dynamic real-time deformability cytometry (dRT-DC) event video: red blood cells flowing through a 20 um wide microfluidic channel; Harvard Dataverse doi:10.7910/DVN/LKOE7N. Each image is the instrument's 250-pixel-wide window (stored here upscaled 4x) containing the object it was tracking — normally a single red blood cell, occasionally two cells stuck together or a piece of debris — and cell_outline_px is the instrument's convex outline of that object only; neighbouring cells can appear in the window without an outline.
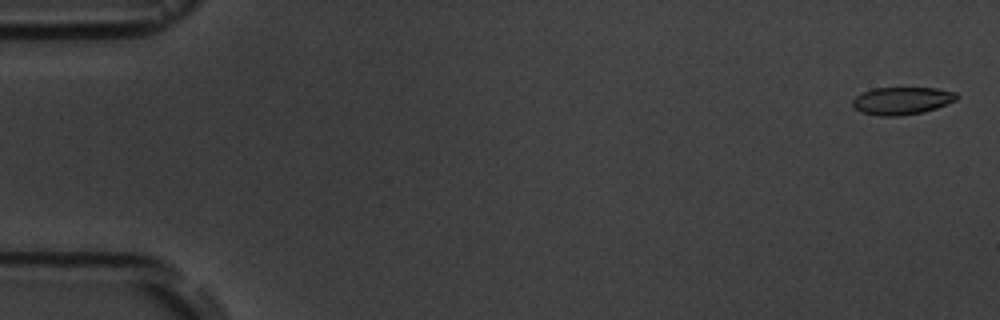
{"species": "common noctule bat (a hibernating species)", "species_latin": "Nyctalus noctula", "temperature_condition": "room temperature", "stored_images_in_passage": 8, "camera_frame_rate_fps": 3000, "um_per_image_px": 0.085, "animal": {"sex": "male", "body_mass_g": 19.5, "forearm_length_mm": 54.6}, "frame": {"image": 1, "passage_image": 1, "time_ms": 0.0, "image_size_px": [1000, 320], "cell_outline_px": [[960, 96], [956, 100], [936, 108], [920, 112], [896, 116], [880, 116], [860, 112], [852, 108], [852, 100], [856, 96], [872, 88], [936, 88], [956, 92]], "centroid_in_image_um": [76.64, 8.56], "position_along_channel_um": 8.4, "area_um2": 16.7}}
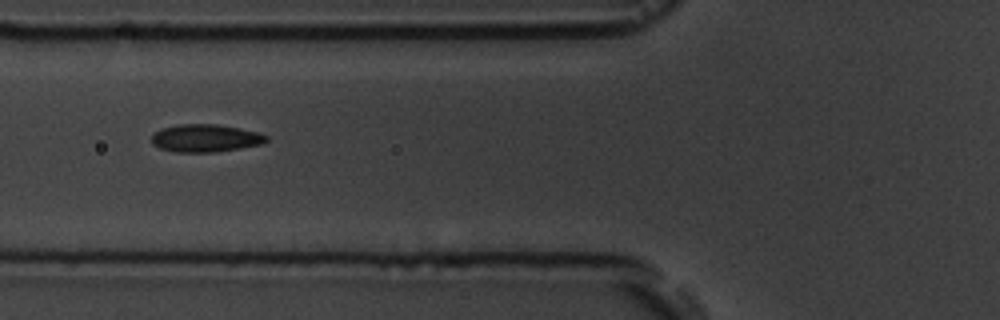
{"frame": {"image": 2, "passage_image": 6, "time_ms": 6.667, "image_size_px": [1000, 320], "cell_outline_px": [[268, 140], [264, 144], [216, 152], [176, 152], [160, 148], [152, 144], [152, 132], [164, 128], [180, 124], [216, 124], [240, 128], [260, 132], [268, 136]], "centroid_in_image_um": [17.5, 11.74], "position_along_channel_um": 108.3, "area_um2": 18.67}}
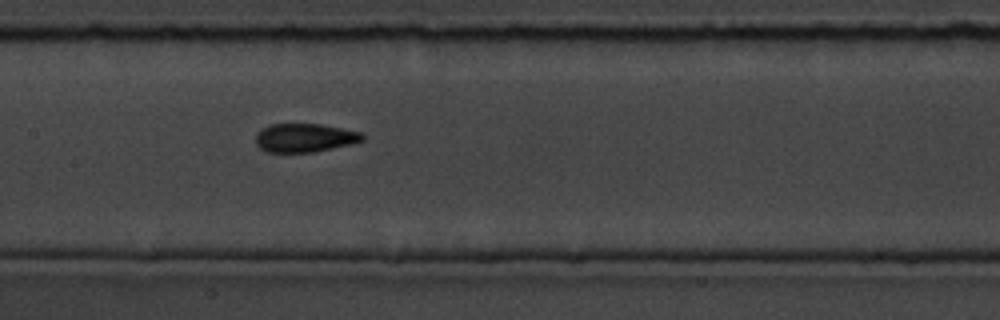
{"frame": {"image": 3, "passage_image": 8, "time_ms": 8.667, "image_size_px": [1000, 320], "cell_outline_px": [[364, 140], [352, 144], [312, 152], [268, 152], [260, 148], [256, 144], [256, 132], [260, 128], [272, 124], [320, 124], [360, 132], [364, 136]], "centroid_in_image_um": [25.87, 11.71], "position_along_channel_um": 181.5, "area_um2": 17.74}}